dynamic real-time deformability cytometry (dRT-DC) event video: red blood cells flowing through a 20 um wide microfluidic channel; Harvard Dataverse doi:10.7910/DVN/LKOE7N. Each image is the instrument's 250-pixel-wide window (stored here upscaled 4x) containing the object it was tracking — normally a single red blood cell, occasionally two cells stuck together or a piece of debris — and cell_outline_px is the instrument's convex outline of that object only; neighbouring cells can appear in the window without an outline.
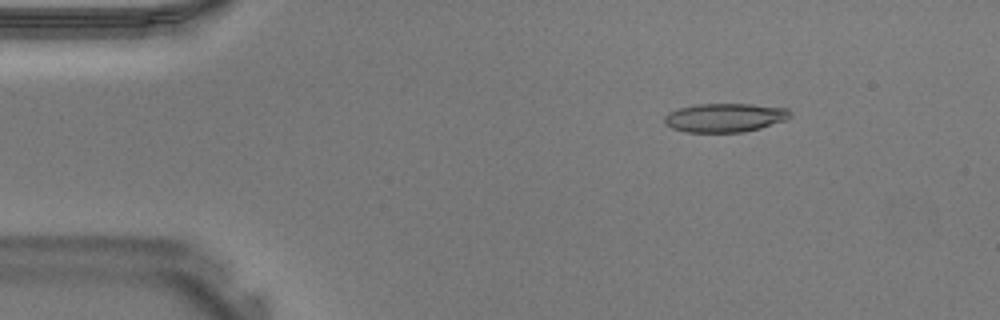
{"species": "Egyptian fruit bat (a non-hibernating species)", "species_latin": "Rousettus aegyptiacus", "temperature_condition": "warm", "stored_images_in_passage": 17, "camera_frame_rate_fps": 3000, "um_per_image_px": 0.085, "animal": {"sex": "male"}, "frame": {"image": 1, "passage_image": 6, "time_ms": 1.667, "image_size_px": [1000, 320], "cell_outline_px": [[792, 116], [784, 120], [760, 128], [744, 132], [688, 132], [672, 128], [664, 124], [664, 116], [668, 112], [680, 108], [696, 104], [752, 104], [788, 108], [792, 112]], "centroid_in_image_um": [61.62, 9.99], "position_along_channel_um": 23.4, "area_um2": 21.15}}
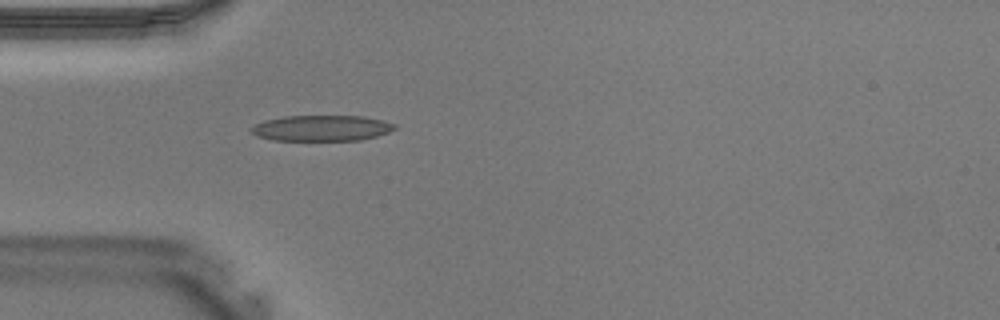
{"frame": {"image": 2, "passage_image": 12, "time_ms": 3.667, "image_size_px": [1000, 320], "cell_outline_px": [[396, 128], [388, 132], [376, 136], [360, 140], [272, 140], [256, 136], [248, 128], [264, 120], [284, 116], [364, 116], [384, 120], [396, 124]], "centroid_in_image_um": [27.33, 10.88], "position_along_channel_um": 57.7, "area_um2": 21.62}}
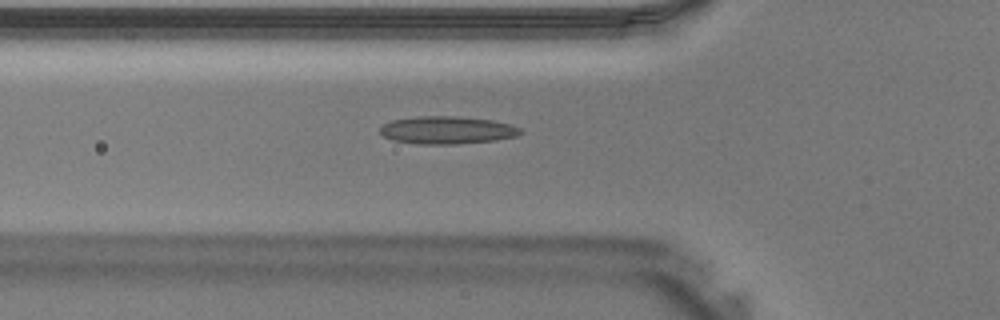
{"frame": {"image": 3, "passage_image": 14, "time_ms": 4.333, "image_size_px": [1000, 320], "cell_outline_px": [[524, 132], [516, 136], [496, 140], [456, 144], [416, 144], [392, 140], [384, 136], [380, 132], [380, 128], [384, 124], [392, 120], [416, 116], [456, 116], [492, 120], [512, 124], [520, 128]], "centroid_in_image_um": [38.02, 11.06], "position_along_channel_um": 87.8, "area_um2": 22.77}}